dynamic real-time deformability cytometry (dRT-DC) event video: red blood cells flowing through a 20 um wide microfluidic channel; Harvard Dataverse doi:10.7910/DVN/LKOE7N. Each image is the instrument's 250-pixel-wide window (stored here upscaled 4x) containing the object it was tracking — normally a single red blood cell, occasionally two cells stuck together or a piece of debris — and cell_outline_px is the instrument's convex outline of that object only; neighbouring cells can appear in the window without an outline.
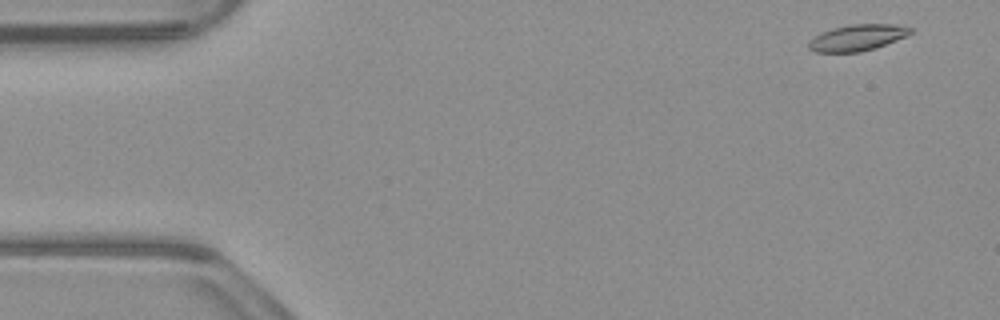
{"species": "common noctule bat (a hibernating species)", "species_latin": "Nyctalus noctula", "temperature_condition": "warm", "stored_images_in_passage": 51, "camera_frame_rate_fps": 3000, "um_per_image_px": 0.085, "animal": {"sex": "male", "body_mass_g": 23.1, "forearm_length_mm": 52.7}, "frame": {"image": 1, "passage_image": 1, "time_ms": 0.0, "image_size_px": [1000, 320], "cell_outline_px": [[912, 32], [908, 36], [860, 52], [816, 52], [808, 48], [808, 44], [820, 32], [832, 28], [852, 24], [896, 24], [912, 28]], "centroid_in_image_um": [72.89, 3.19], "position_along_channel_um": 12.1, "area_um2": 15.37}}
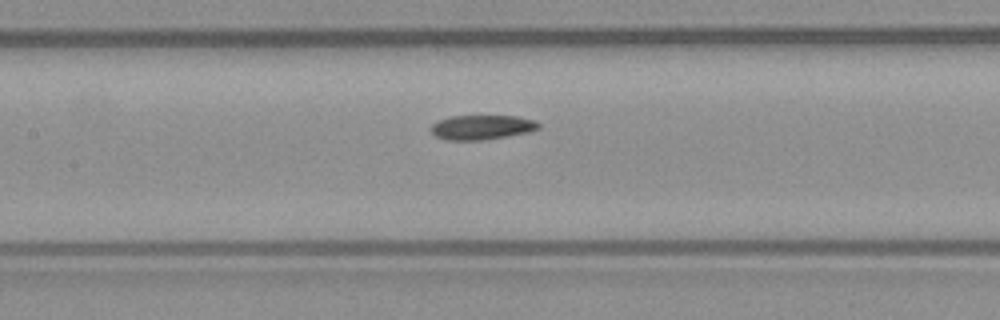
{"frame": {"image": 2, "passage_image": 22, "time_ms": 7.0, "image_size_px": [1000, 320], "cell_outline_px": [[540, 128], [528, 132], [480, 140], [448, 140], [436, 136], [428, 128], [436, 120], [448, 116], [516, 116], [536, 120], [540, 124]], "centroid_in_image_um": [40.91, 10.8], "position_along_channel_um": 166.5, "area_um2": 15.43}}
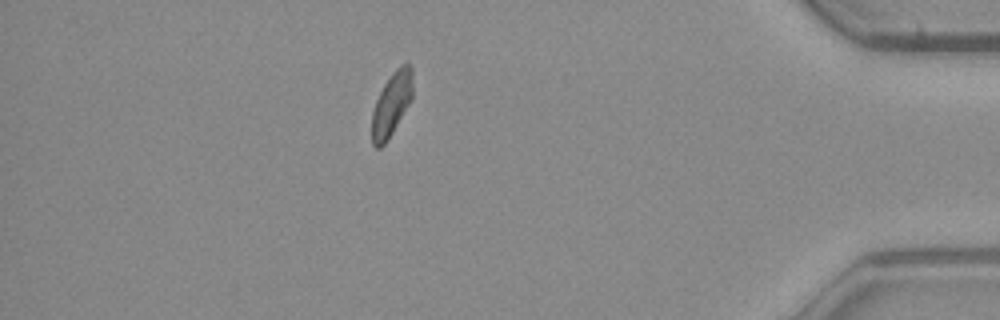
{"frame": {"image": 3, "passage_image": 44, "time_ms": 14.333, "image_size_px": [1000, 320], "cell_outline_px": [[412, 100], [392, 132], [384, 144], [380, 148], [376, 148], [372, 144], [372, 112], [376, 100], [384, 84], [392, 72], [400, 64], [408, 64], [412, 68]], "centroid_in_image_um": [33.28, 8.84], "position_along_channel_um": 401.9, "area_um2": 15.03}}